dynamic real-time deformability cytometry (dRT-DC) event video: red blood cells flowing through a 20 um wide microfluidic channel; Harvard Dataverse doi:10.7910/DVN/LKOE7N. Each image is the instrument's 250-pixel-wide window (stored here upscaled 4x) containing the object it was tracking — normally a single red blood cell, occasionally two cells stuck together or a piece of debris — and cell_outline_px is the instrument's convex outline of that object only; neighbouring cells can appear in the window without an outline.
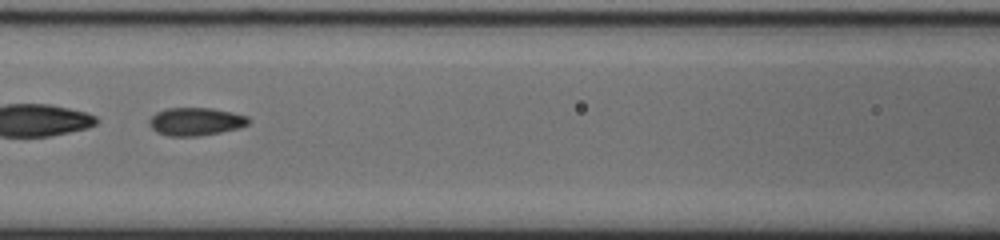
{"species": "common noctule bat (a hibernating species)", "species_latin": "Nyctalus noctula", "temperature_condition": "cold", "stored_images_in_passage": 52, "segment_of_instrument_passage": [2, 2], "camera_frame_rate_fps": 3000, "um_per_image_px": 0.085, "animal": {"sex": "male", "body_mass_g": 20.0, "forearm_length_mm": 53.3}, "frame": {"image": 1, "passage_image": 22, "time_ms": 7.0, "image_size_px": [1000, 240], "cell_outline_px": [[248, 124], [240, 128], [200, 136], [168, 136], [156, 132], [148, 124], [148, 120], [156, 112], [168, 108], [212, 108], [232, 112], [248, 116]], "centroid_in_image_um": [16.61, 10.33], "position_along_channel_um": 150.0, "area_um2": 16.24}}